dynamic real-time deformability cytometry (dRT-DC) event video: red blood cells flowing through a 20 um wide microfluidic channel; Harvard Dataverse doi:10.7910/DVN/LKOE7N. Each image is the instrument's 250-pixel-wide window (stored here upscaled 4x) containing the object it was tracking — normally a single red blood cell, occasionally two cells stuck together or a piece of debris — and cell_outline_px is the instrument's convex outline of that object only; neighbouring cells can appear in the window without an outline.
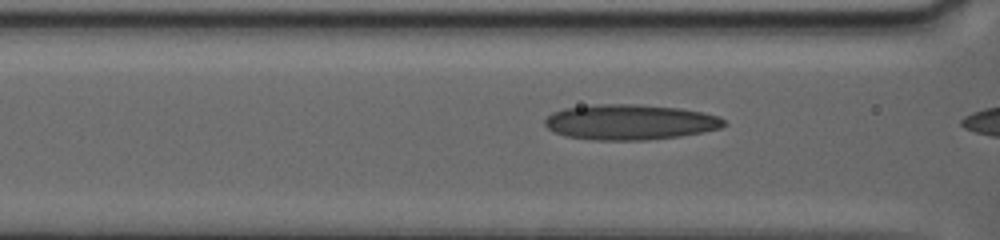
{"species": "human", "species_latin": "Homo sapiens", "temperature_condition": "warm", "stored_images_in_passage": 11, "camera_frame_rate_fps": 3000, "um_per_image_px": 0.085, "donor": {"sex": "female"}, "frame": {"image": 1, "passage_image": 8, "time_ms": 1.667, "image_size_px": [1000, 240], "cell_outline_px": [[728, 124], [720, 128], [704, 132], [680, 136], [644, 140], [596, 140], [564, 136], [552, 132], [544, 124], [544, 120], [552, 112], [564, 108], [596, 104], [640, 104], [680, 108], [704, 112], [720, 116]], "centroid_in_image_um": [53.55, 10.37], "position_along_channel_um": 113.0, "area_um2": 37.28}}